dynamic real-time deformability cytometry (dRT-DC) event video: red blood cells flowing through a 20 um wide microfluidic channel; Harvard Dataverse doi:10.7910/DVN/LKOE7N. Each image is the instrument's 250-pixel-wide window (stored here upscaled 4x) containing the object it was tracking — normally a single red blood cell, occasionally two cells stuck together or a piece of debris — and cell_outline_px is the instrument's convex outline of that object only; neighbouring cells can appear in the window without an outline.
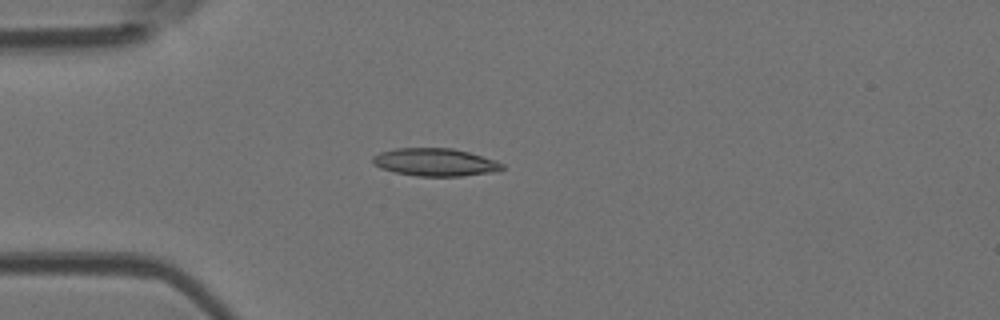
{"species": "Egyptian fruit bat (a non-hibernating species)", "species_latin": "Rousettus aegyptiacus", "temperature_condition": "room temperature", "stored_images_in_passage": 3, "camera_frame_rate_fps": 3000, "um_per_image_px": 0.085, "animal": {"sex": "female"}, "frame": {"image": 1, "passage_image": 3, "time_ms": 0.667, "image_size_px": [1000, 320], "cell_outline_px": [[504, 168], [500, 172], [460, 176], [416, 176], [396, 172], [380, 168], [372, 164], [372, 156], [380, 152], [396, 148], [452, 148], [468, 152], [504, 164]], "centroid_in_image_um": [36.97, 13.79], "position_along_channel_um": 48.0, "area_um2": 20.98}}